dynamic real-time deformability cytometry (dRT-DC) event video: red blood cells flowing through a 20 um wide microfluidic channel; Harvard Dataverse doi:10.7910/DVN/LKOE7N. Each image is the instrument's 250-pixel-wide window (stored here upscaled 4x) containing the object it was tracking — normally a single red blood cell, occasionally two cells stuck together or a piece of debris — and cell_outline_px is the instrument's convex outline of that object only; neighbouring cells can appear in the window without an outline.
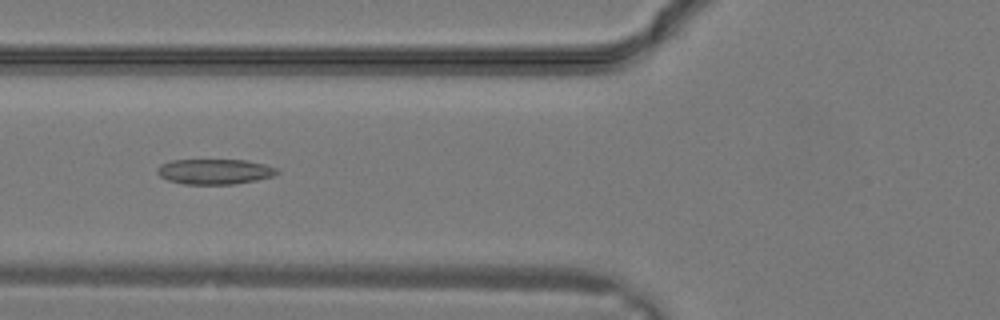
{"species": "common noctule bat (a hibernating species)", "species_latin": "Nyctalus noctula", "temperature_condition": "warm", "stored_images_in_passage": 30, "camera_frame_rate_fps": 3000, "um_per_image_px": 0.085, "animal": {"sex": "male", "body_mass_g": 19.2, "forearm_length_mm": 51.8}, "frame": {"image": 1, "passage_image": 11, "time_ms": 3.333, "image_size_px": [1000, 320], "cell_outline_px": [[280, 172], [272, 176], [256, 180], [232, 184], [184, 184], [168, 180], [160, 176], [156, 172], [156, 168], [160, 164], [172, 160], [248, 160], [264, 164], [276, 168]], "centroid_in_image_um": [18.22, 14.58], "position_along_channel_um": 107.6, "area_um2": 17.63}}
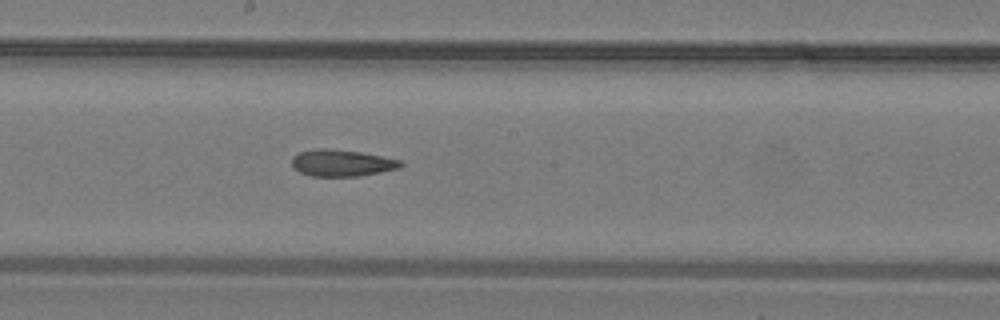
{"frame": {"image": 2, "passage_image": 16, "time_ms": 5.0, "image_size_px": [1000, 320], "cell_outline_px": [[404, 164], [400, 168], [360, 176], [312, 176], [300, 172], [292, 168], [292, 156], [300, 152], [316, 148], [332, 148], [360, 152], [404, 160]], "centroid_in_image_um": [29.07, 13.84], "position_along_channel_um": 219.1, "area_um2": 17.17}}
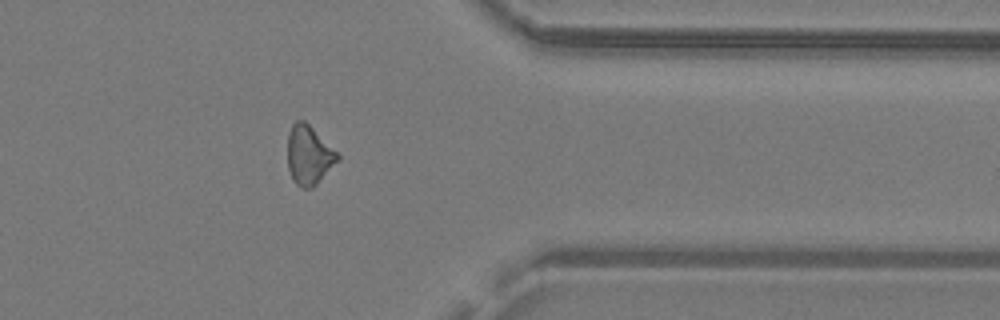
{"frame": {"image": 3, "passage_image": 24, "time_ms": 7.667, "image_size_px": [1000, 320], "cell_outline_px": [[340, 160], [312, 188], [300, 188], [292, 180], [288, 168], [288, 132], [292, 124], [296, 120], [304, 120], [340, 156]], "centroid_in_image_um": [26.23, 13.21], "position_along_channel_um": 385.2, "area_um2": 17.11}}